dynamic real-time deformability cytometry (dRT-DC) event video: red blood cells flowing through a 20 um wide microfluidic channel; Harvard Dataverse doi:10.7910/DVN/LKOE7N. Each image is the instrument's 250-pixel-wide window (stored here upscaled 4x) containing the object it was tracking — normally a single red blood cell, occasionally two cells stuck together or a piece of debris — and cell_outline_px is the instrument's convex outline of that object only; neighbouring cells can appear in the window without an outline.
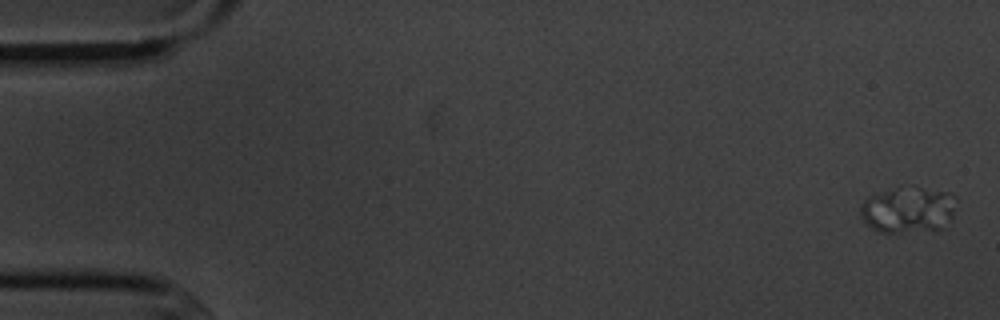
{"species": "common noctule bat (a hibernating species)", "species_latin": "Nyctalus noctula", "temperature_condition": "cold", "stored_images_in_passage": 5, "camera_frame_rate_fps": 3000, "um_per_image_px": 0.085, "animal": {"sex": "male", "body_mass_g": 20.1, "forearm_length_mm": 53.5}, "frame": {"image": 1, "passage_image": 1, "time_ms": 0.0, "image_size_px": [1000, 320], "cell_outline_px": [[944, 228], [900, 232], [880, 232], [872, 228], [860, 216], [860, 208], [864, 200], [868, 196], [892, 192], [944, 224]], "centroid_in_image_um": [76.13, 18.26], "position_along_channel_um": 8.9, "area_um2": 15.78}}
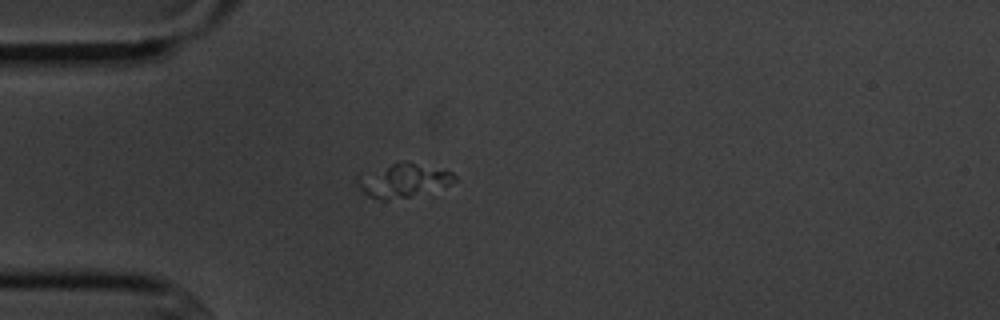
{"frame": {"image": 2, "passage_image": 5, "time_ms": 4.667, "image_size_px": [1000, 320], "cell_outline_px": [[456, 180], [448, 184], [408, 196], [388, 200], [380, 200], [368, 196], [356, 184], [356, 176], [396, 160], [408, 160], [452, 172], [456, 176]], "centroid_in_image_um": [34.19, 15.28], "position_along_channel_um": 50.8, "area_um2": 19.02}}